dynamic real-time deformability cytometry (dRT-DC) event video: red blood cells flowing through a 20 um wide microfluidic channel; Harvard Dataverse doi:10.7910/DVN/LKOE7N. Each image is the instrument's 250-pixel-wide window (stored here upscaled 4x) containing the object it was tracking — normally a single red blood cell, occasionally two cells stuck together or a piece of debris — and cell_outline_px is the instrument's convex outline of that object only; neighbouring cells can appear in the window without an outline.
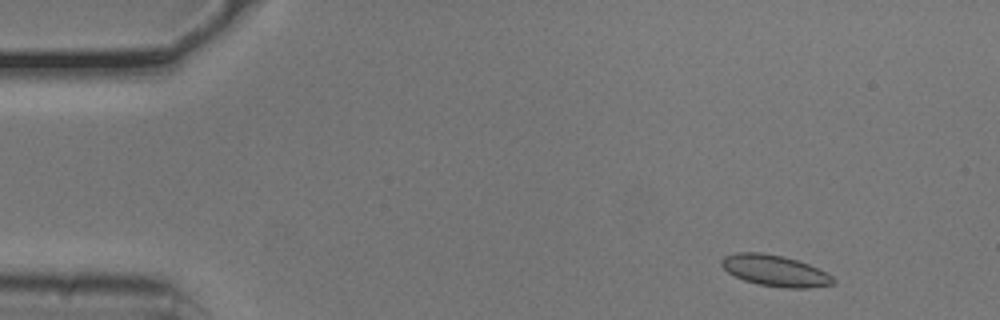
{"species": "common noctule bat (a hibernating species)", "species_latin": "Nyctalus noctula", "temperature_condition": "cold", "stored_images_in_passage": 52, "camera_frame_rate_fps": 3000, "um_per_image_px": 0.085, "animal": {"sex": "male", "body_mass_g": 20.5, "forearm_length_mm": 52.5}, "frame": {"image": 1, "passage_image": 4, "time_ms": 1.0, "image_size_px": [1000, 320], "cell_outline_px": [[836, 284], [808, 288], [788, 288], [760, 284], [744, 280], [728, 272], [720, 264], [720, 260], [724, 256], [736, 252], [760, 252], [784, 256], [808, 264], [832, 276], [836, 280]], "centroid_in_image_um": [65.87, 23.0], "position_along_channel_um": 19.1, "area_um2": 20.17}}
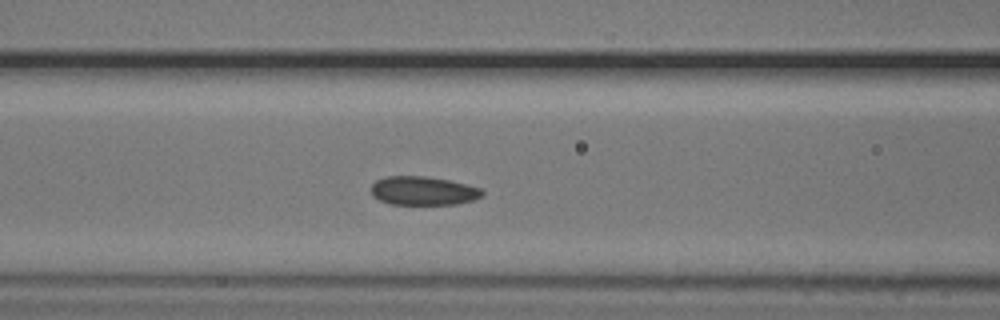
{"frame": {"image": 2, "passage_image": 20, "time_ms": 6.333, "image_size_px": [1000, 320], "cell_outline_px": [[484, 196], [472, 200], [456, 204], [392, 204], [380, 200], [372, 196], [372, 184], [376, 180], [388, 176], [428, 176], [448, 180], [480, 188], [484, 192]], "centroid_in_image_um": [35.97, 16.21], "position_along_channel_um": 130.6, "area_um2": 18.5}}
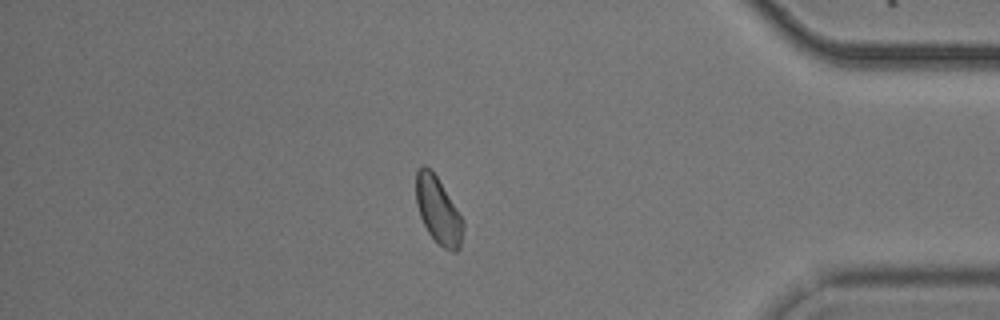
{"frame": {"image": 3, "passage_image": 44, "time_ms": 14.333, "image_size_px": [1000, 320], "cell_outline_px": [[464, 228], [460, 248], [456, 252], [452, 252], [444, 248], [428, 232], [420, 216], [416, 204], [416, 172], [424, 164], [436, 176], [464, 220]], "centroid_in_image_um": [37.26, 17.92], "position_along_channel_um": 397.9, "area_um2": 18.09}, "authors_computed_cell_mechanics": {"area_um2": 18.8717, "velocity_mm_per_s": 3.7622, "shape_relaxation_time_tau1_ms": 4.4139, "shape_relaxation_time_tau2_ms": 5.3883, "deformation_change_tau1": 0.0569, "deformation_change_tau2": 0.0805}}